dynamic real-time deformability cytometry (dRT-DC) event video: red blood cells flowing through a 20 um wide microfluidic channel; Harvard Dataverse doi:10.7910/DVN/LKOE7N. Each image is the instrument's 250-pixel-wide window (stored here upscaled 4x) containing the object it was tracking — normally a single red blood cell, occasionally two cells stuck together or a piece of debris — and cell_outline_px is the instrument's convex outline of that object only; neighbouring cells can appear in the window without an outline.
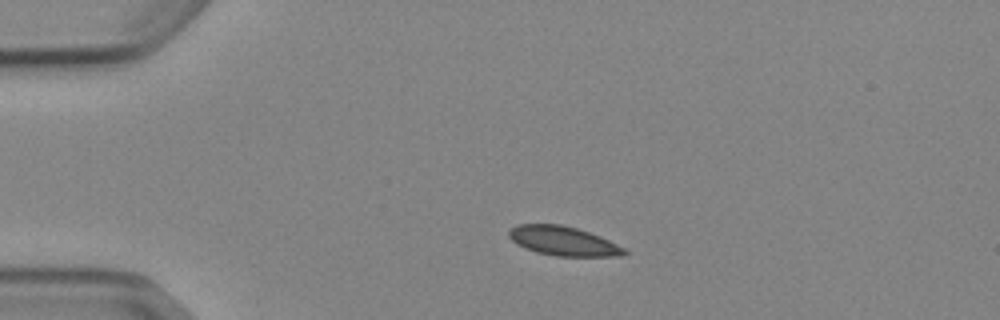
{"species": "Egyptian fruit bat (a non-hibernating species)", "species_latin": "Rousettus aegyptiacus", "temperature_condition": "cold", "stored_images_in_passage": 2, "camera_frame_rate_fps": 3000, "um_per_image_px": 0.085, "animal": {"sex": "female"}, "frame": {"image": 1, "passage_image": 1, "time_ms": 0.0, "image_size_px": [1000, 320], "cell_outline_px": [[628, 252], [624, 256], [556, 256], [536, 252], [516, 244], [508, 236], [508, 232], [516, 224], [560, 224], [576, 228], [600, 236], [624, 248]], "centroid_in_image_um": [47.86, 20.49], "position_along_channel_um": 37.1, "area_um2": 19.59}}